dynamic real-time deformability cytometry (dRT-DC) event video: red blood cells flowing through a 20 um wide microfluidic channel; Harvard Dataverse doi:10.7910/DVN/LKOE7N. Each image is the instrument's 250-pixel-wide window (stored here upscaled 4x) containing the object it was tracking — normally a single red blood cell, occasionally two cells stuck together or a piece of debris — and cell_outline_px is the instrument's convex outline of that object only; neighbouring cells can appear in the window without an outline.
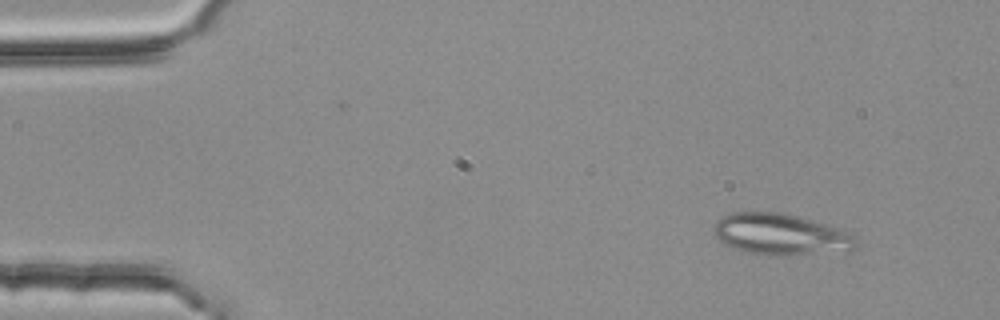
{"species": "common noctule bat (a hibernating species)", "species_latin": "Nyctalus noctula", "temperature_condition": "room temperature", "stored_images_in_passage": 4, "camera_frame_rate_fps": 3000, "um_per_image_px": 0.085, "animal": {"sex": "female", "body_mass_g": 25.1}, "frame": {"image": 1, "passage_image": 1, "time_ms": 0.0, "image_size_px": [1000, 320], "cell_outline_px": [[860, 244], [856, 248], [848, 252], [772, 256], [768, 256], [744, 252], [732, 248], [724, 244], [712, 232], [712, 224], [720, 216], [728, 212], [784, 212], [840, 228], [852, 236]], "centroid_in_image_um": [66.33, 19.93], "position_along_channel_um": 18.7, "area_um2": 35.14}}